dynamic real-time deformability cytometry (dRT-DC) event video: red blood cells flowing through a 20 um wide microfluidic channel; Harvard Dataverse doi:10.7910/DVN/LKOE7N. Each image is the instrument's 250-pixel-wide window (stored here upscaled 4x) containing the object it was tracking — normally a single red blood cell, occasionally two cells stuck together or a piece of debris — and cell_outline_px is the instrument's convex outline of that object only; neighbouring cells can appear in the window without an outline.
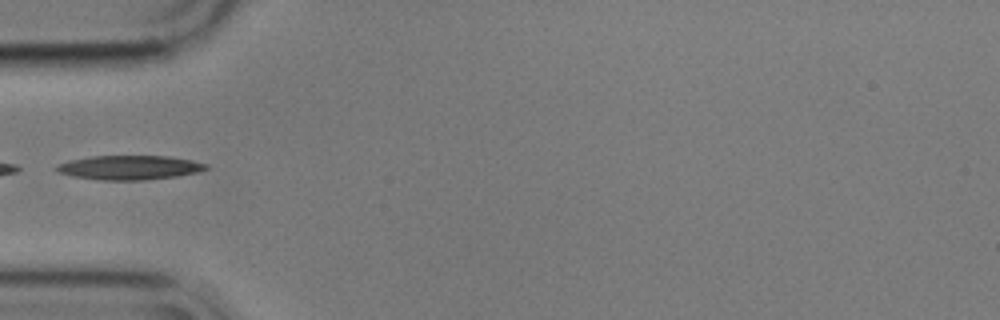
{"species": "common noctule bat (a hibernating species)", "species_latin": "Nyctalus noctula", "temperature_condition": "cold", "stored_images_in_passage": 21, "camera_frame_rate_fps": 3000, "um_per_image_px": 0.085, "animal": {"sex": "male", "body_mass_g": 17.9}, "frame": {"image": 1, "passage_image": 1, "time_ms": 0.0, "image_size_px": [1000, 320], "cell_outline_px": [[208, 168], [196, 172], [176, 176], [144, 180], [100, 180], [72, 176], [56, 172], [56, 168], [60, 164], [68, 160], [92, 156], [168, 156], [192, 160], [208, 164]], "centroid_in_image_um": [10.99, 14.24], "position_along_channel_um": 74.0, "area_um2": 21.04}}
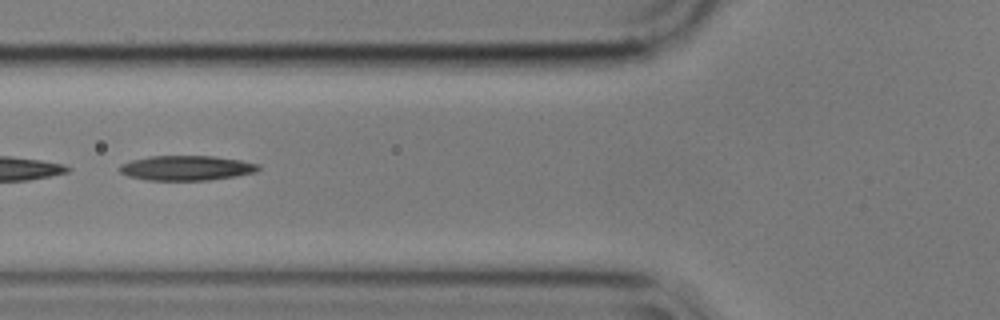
{"frame": {"image": 2, "passage_image": 4, "time_ms": 1.0, "image_size_px": [1000, 320], "cell_outline_px": [[260, 168], [256, 172], [236, 176], [208, 180], [144, 180], [128, 176], [120, 172], [120, 164], [132, 160], [148, 156], [212, 156], [240, 160], [260, 164]], "centroid_in_image_um": [15.85, 14.28], "position_along_channel_um": 110.0, "area_um2": 20.11}}